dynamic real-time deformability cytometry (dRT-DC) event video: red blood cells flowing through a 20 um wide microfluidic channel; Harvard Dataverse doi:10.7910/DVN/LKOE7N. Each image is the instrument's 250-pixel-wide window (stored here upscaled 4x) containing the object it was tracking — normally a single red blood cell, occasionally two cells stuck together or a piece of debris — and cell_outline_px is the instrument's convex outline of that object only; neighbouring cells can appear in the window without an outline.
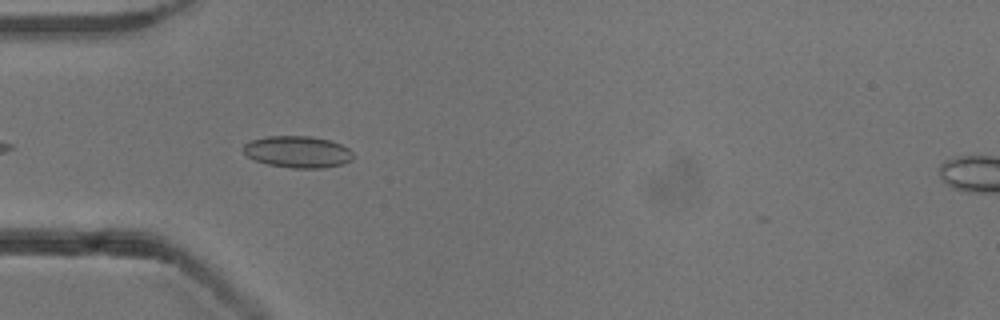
{"species": "common noctule bat (a hibernating species)", "species_latin": "Nyctalus noctula", "temperature_condition": "cold", "stored_images_in_passage": 5, "camera_frame_rate_fps": 3000, "um_per_image_px": 0.085, "animal": {"sex": "male", "body_mass_g": 13.3}, "frame": {"image": 1, "passage_image": 4, "time_ms": 4.333, "image_size_px": [1000, 320], "cell_outline_px": [[352, 160], [344, 164], [324, 168], [292, 168], [268, 164], [256, 160], [248, 156], [244, 152], [244, 144], [252, 140], [268, 136], [312, 136], [332, 140], [348, 148], [352, 152]], "centroid_in_image_um": [25.34, 12.9], "position_along_channel_um": 59.7, "area_um2": 20.29}}
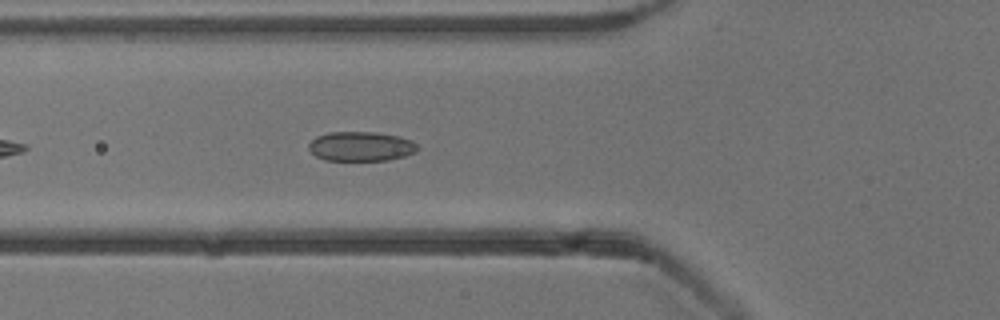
{"frame": {"image": 2, "passage_image": 5, "time_ms": 5.333, "image_size_px": [1000, 320], "cell_outline_px": [[420, 148], [416, 152], [404, 156], [388, 160], [324, 160], [316, 156], [308, 148], [308, 144], [316, 136], [328, 132], [376, 132], [396, 136], [412, 140]], "centroid_in_image_um": [30.67, 12.44], "position_along_channel_um": 95.1, "area_um2": 18.73}}